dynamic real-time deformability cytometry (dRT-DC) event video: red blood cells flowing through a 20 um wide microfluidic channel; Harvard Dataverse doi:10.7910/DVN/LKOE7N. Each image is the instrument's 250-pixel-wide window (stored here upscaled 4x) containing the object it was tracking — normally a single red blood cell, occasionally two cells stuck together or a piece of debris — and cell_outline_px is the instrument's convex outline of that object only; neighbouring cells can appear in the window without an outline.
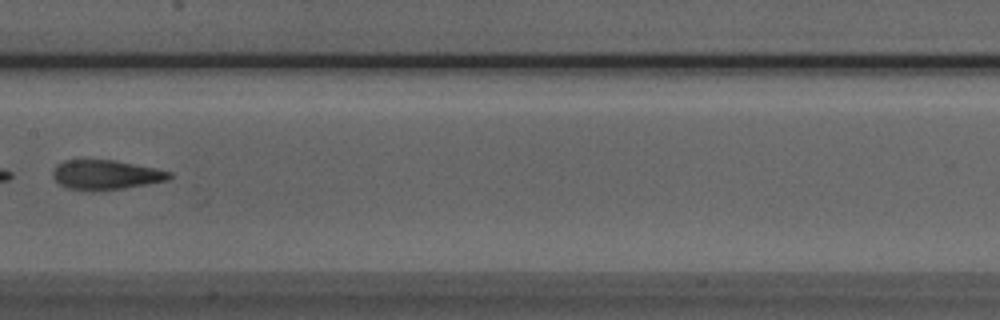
{"species": "Egyptian fruit bat (a non-hibernating species)", "species_latin": "Rousettus aegyptiacus", "temperature_condition": "room temperature", "stored_images_in_passage": 6, "camera_frame_rate_fps": 3000, "um_per_image_px": 0.085, "animal": {"sex": "male"}, "frame": {"image": 1, "passage_image": 6, "time_ms": 5.667, "image_size_px": [1000, 320], "cell_outline_px": [[172, 176], [168, 180], [124, 188], [68, 188], [60, 184], [52, 176], [52, 172], [56, 164], [64, 160], [116, 160], [156, 168], [172, 172]], "centroid_in_image_um": [9.02, 14.81], "position_along_channel_um": 198.4, "area_um2": 19.48}}